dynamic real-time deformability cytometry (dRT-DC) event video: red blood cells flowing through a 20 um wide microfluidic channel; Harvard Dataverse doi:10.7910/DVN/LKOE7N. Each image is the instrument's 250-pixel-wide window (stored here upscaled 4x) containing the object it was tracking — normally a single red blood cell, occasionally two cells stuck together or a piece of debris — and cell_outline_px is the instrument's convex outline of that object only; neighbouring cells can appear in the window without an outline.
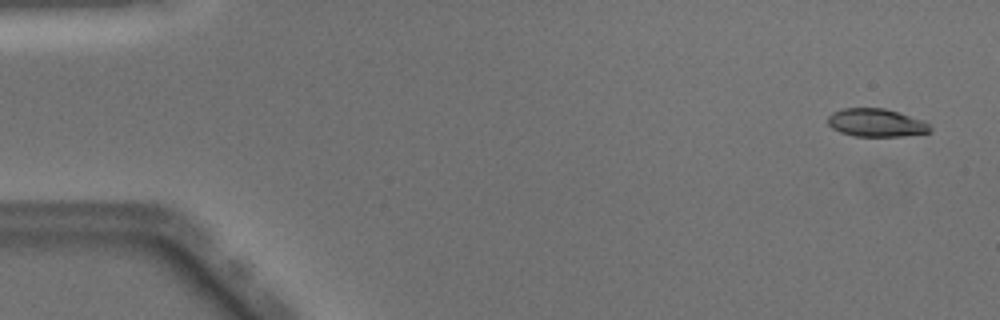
{"species": "Egyptian fruit bat (a non-hibernating species)", "species_latin": "Rousettus aegyptiacus", "temperature_condition": "warm", "stored_images_in_passage": 48, "camera_frame_rate_fps": 3000, "um_per_image_px": 0.085, "animal": {"sex": "male"}, "frame": {"image": 1, "passage_image": 1, "time_ms": 0.0, "image_size_px": [1000, 320], "cell_outline_px": [[932, 132], [904, 136], [856, 136], [840, 132], [832, 128], [828, 124], [828, 116], [832, 112], [844, 108], [884, 108], [924, 120], [932, 128]], "centroid_in_image_um": [74.49, 10.43], "position_along_channel_um": 10.5, "area_um2": 16.76}}
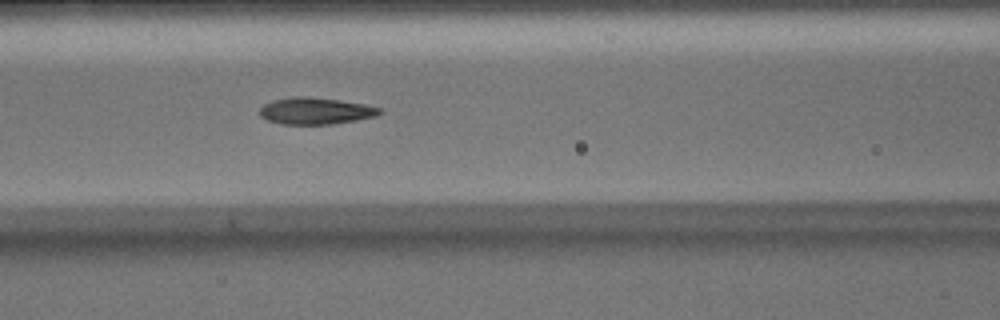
{"frame": {"image": 2, "passage_image": 20, "time_ms": 6.333, "image_size_px": [1000, 320], "cell_outline_px": [[384, 112], [376, 116], [356, 120], [332, 124], [280, 124], [268, 120], [260, 116], [260, 108], [264, 104], [272, 100], [296, 96], [308, 96], [340, 100], [364, 104], [384, 108]], "centroid_in_image_um": [26.86, 9.42], "position_along_channel_um": 139.7, "area_um2": 18.84}}
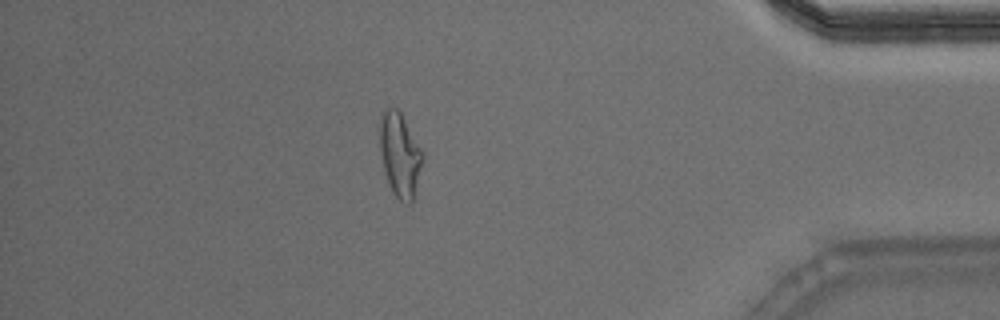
{"frame": {"image": 3, "passage_image": 42, "time_ms": 13.667, "image_size_px": [1000, 320], "cell_outline_px": [[424, 156], [412, 204], [404, 204], [392, 192], [388, 184], [384, 172], [380, 152], [380, 112], [388, 108], [396, 108], [400, 112], [424, 152]], "centroid_in_image_um": [33.99, 13.18], "position_along_channel_um": 401.2, "area_um2": 21.15}, "authors_computed_cell_mechanics": {"area_um2": 18.496, "velocity_mm_per_s": 4.0813, "shape_relaxation_time_tau1_ms": 4.9831, "shape_relaxation_time_tau2_ms": 1.3608, "deformation_change_tau1": 0.1891, "deformation_change_tau2": 0.0947}}